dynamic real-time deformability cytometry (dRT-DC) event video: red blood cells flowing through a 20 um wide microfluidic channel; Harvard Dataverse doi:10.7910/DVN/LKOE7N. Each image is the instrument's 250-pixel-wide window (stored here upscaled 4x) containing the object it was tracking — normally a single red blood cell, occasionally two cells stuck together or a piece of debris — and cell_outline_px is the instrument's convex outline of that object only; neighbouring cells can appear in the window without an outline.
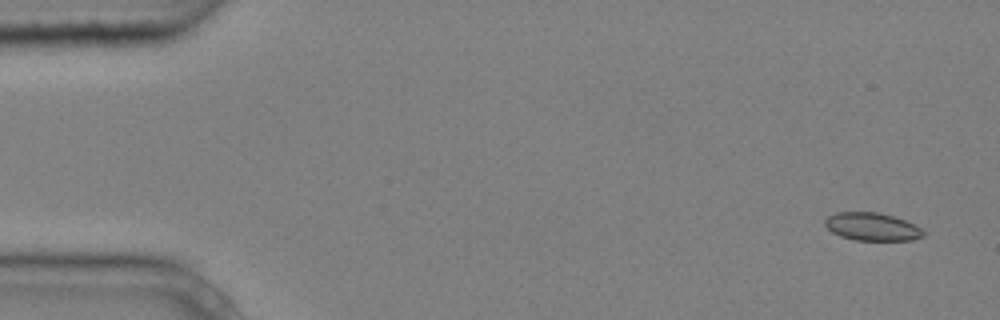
{"species": "common noctule bat (a hibernating species)", "species_latin": "Nyctalus noctula", "temperature_condition": "cold", "stored_images_in_passage": 8, "camera_frame_rate_fps": 3000, "um_per_image_px": 0.085, "animal": {"sex": "male", "body_mass_g": 20.4}, "frame": {"image": 1, "passage_image": 1, "time_ms": 0.0, "image_size_px": [1000, 320], "cell_outline_px": [[924, 236], [912, 240], [856, 240], [840, 236], [832, 232], [824, 224], [824, 220], [828, 216], [836, 212], [876, 212], [892, 216], [904, 220], [920, 228], [924, 232]], "centroid_in_image_um": [74.09, 19.27], "position_along_channel_um": 10.9, "area_um2": 15.84}}
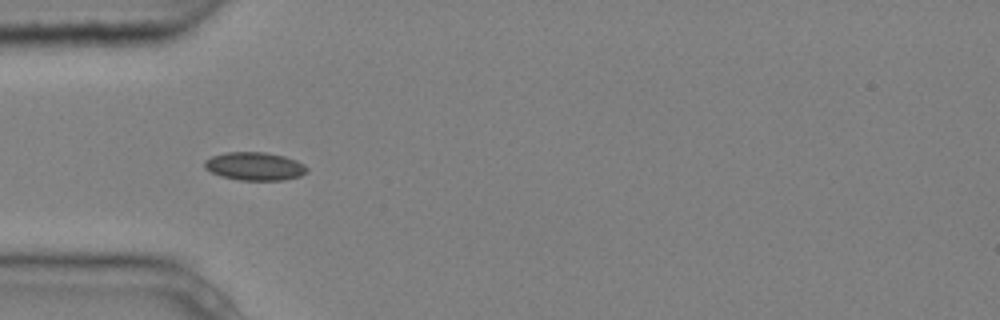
{"frame": {"image": 2, "passage_image": 5, "time_ms": 1.333, "image_size_px": [1000, 320], "cell_outline_px": [[308, 172], [300, 176], [284, 180], [240, 180], [220, 176], [204, 168], [204, 160], [212, 156], [224, 152], [264, 152], [284, 156], [296, 160], [304, 164], [308, 168]], "centroid_in_image_um": [21.65, 14.13], "position_along_channel_um": 63.3, "area_um2": 16.94}}
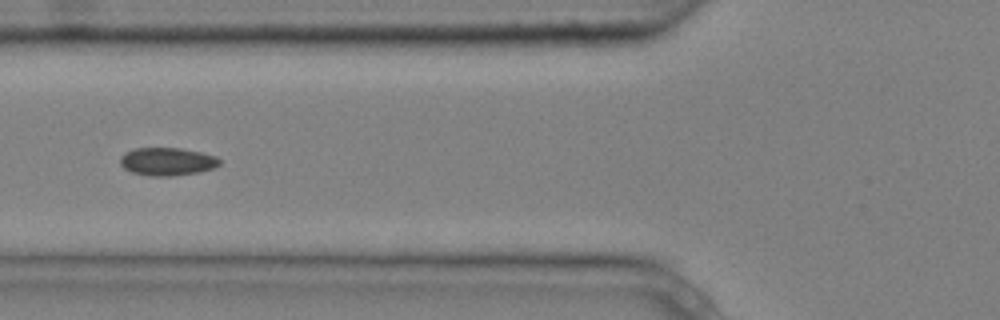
{"frame": {"image": 3, "passage_image": 6, "time_ms": 1.667, "image_size_px": [1000, 320], "cell_outline_px": [[220, 164], [212, 168], [200, 172], [172, 176], [148, 176], [132, 172], [124, 168], [120, 164], [120, 156], [124, 152], [136, 148], [180, 148], [200, 152], [216, 156], [220, 160]], "centroid_in_image_um": [14.19, 13.73], "position_along_channel_um": 111.6, "area_um2": 16.24}}